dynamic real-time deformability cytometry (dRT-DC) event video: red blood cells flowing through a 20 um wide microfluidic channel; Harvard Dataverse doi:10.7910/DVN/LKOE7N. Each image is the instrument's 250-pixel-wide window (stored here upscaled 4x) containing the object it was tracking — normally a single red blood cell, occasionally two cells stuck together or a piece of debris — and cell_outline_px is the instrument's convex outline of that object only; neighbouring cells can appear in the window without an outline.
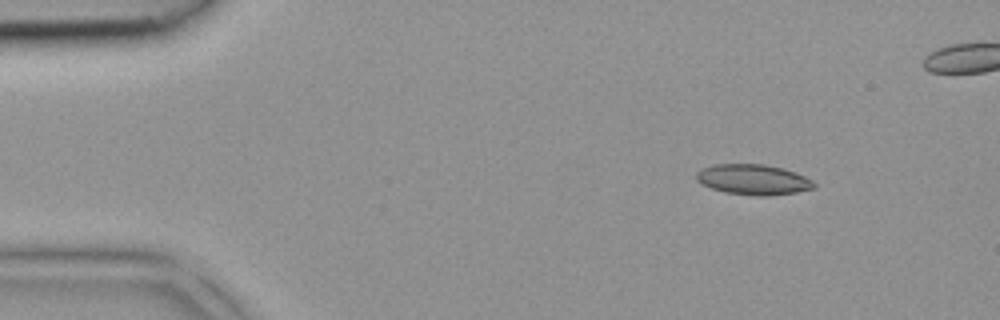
{"species": "common noctule bat (a hibernating species)", "species_latin": "Nyctalus noctula", "temperature_condition": "room temperature", "stored_images_in_passage": 37, "camera_frame_rate_fps": 3000, "um_per_image_px": 0.085, "animal": {"sex": "female", "body_mass_g": 18.4}, "frame": {"image": 1, "passage_image": 1, "time_ms": 0.0, "image_size_px": [1000, 320], "cell_outline_px": [[816, 188], [796, 192], [768, 196], [756, 196], [724, 192], [700, 184], [696, 180], [696, 172], [704, 168], [716, 164], [764, 164], [784, 168], [796, 172], [812, 180], [816, 184]], "centroid_in_image_um": [64.04, 15.27], "position_along_channel_um": 21.0, "area_um2": 20.98}}
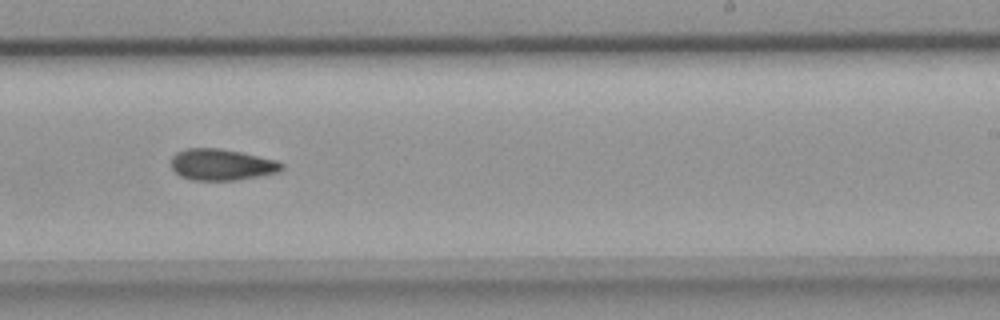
{"frame": {"image": 2, "passage_image": 21, "time_ms": 6.667, "image_size_px": [1000, 320], "cell_outline_px": [[284, 168], [280, 172], [260, 176], [236, 180], [192, 180], [180, 176], [172, 168], [172, 156], [176, 152], [188, 148], [220, 148], [280, 160], [284, 164]], "centroid_in_image_um": [18.89, 13.99], "position_along_channel_um": 270.1, "area_um2": 20.4}}
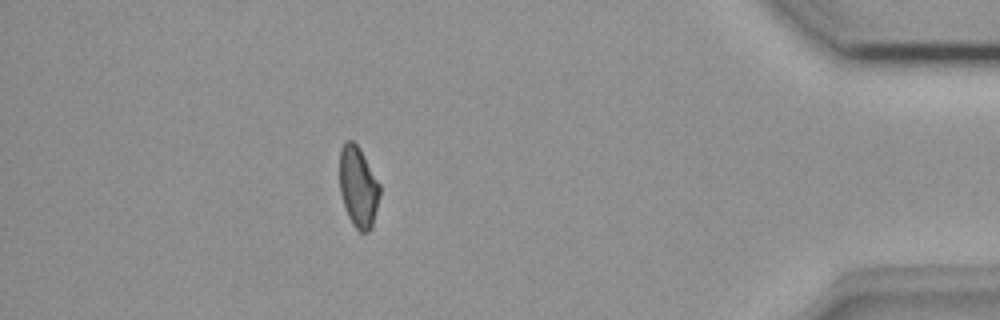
{"frame": {"image": 3, "passage_image": 32, "time_ms": 10.333, "image_size_px": [1000, 320], "cell_outline_px": [[380, 196], [372, 228], [368, 232], [360, 232], [352, 224], [348, 216], [340, 192], [340, 148], [344, 140], [352, 140], [360, 148], [380, 184]], "centroid_in_image_um": [30.46, 15.88], "position_along_channel_um": 404.7, "area_um2": 19.07}}